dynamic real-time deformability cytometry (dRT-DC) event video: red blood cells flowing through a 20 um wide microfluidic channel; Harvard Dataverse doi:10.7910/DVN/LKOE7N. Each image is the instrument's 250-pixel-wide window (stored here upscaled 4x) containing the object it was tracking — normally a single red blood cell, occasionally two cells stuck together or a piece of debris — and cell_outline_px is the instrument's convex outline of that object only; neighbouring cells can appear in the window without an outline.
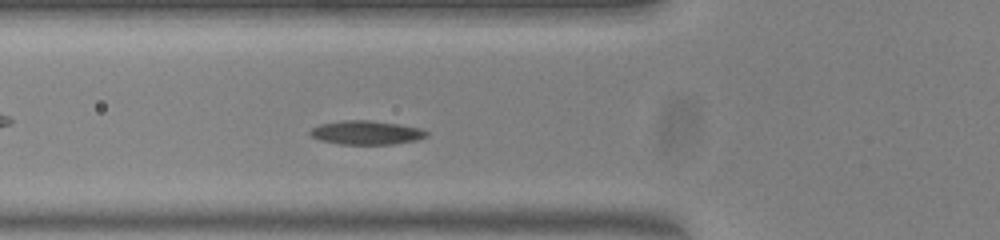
{"species": "common noctule bat (a hibernating species)", "species_latin": "Nyctalus noctula", "temperature_condition": "warm", "stored_images_in_passage": 47, "camera_frame_rate_fps": 3000, "um_per_image_px": 0.085, "animal": {"sex": "female", "body_mass_g": 23.0, "forearm_length_mm": 53.4}, "frame": {"image": 1, "passage_image": 12, "time_ms": 3.667, "image_size_px": [1000, 240], "cell_outline_px": [[428, 136], [416, 140], [392, 144], [340, 144], [320, 140], [312, 136], [308, 132], [312, 128], [320, 124], [344, 120], [368, 120], [400, 124], [420, 128], [428, 132]], "centroid_in_image_um": [31.14, 11.27], "position_along_channel_um": 94.7, "area_um2": 16.13}}
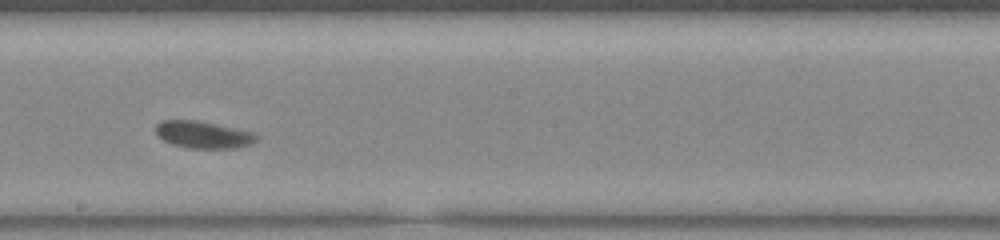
{"frame": {"image": 2, "passage_image": 23, "time_ms": 7.333, "image_size_px": [1000, 240], "cell_outline_px": [[260, 136], [252, 144], [236, 148], [188, 148], [172, 144], [156, 136], [156, 124], [164, 120], [196, 120], [256, 132]], "centroid_in_image_um": [17.31, 11.45], "position_along_channel_um": 230.9, "area_um2": 16.07}}
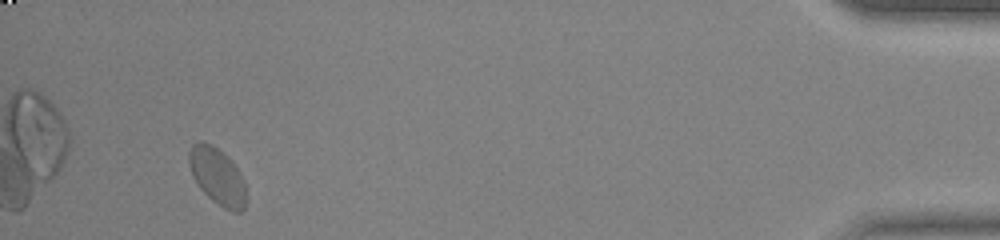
{"frame": {"image": 3, "passage_image": 44, "time_ms": 14.333, "image_size_px": [1000, 240], "cell_outline_px": [[244, 208], [240, 212], [232, 212], [224, 208], [212, 200], [200, 188], [188, 164], [188, 152], [192, 144], [200, 140], [204, 140], [212, 144], [228, 156], [232, 160], [244, 184]], "centroid_in_image_um": [18.43, 14.93], "position_along_channel_um": 416.8, "area_um2": 18.67}, "authors_computed_cell_mechanics": {"area_um2": 16.2418, "velocity_mm_per_s": 3.7231, "shape_relaxation_time_tau1_ms": 8.1716, "shape_relaxation_time_tau2_ms": null, "deformation_change_tau1": 0.1448, "deformation_change_tau2": null}}